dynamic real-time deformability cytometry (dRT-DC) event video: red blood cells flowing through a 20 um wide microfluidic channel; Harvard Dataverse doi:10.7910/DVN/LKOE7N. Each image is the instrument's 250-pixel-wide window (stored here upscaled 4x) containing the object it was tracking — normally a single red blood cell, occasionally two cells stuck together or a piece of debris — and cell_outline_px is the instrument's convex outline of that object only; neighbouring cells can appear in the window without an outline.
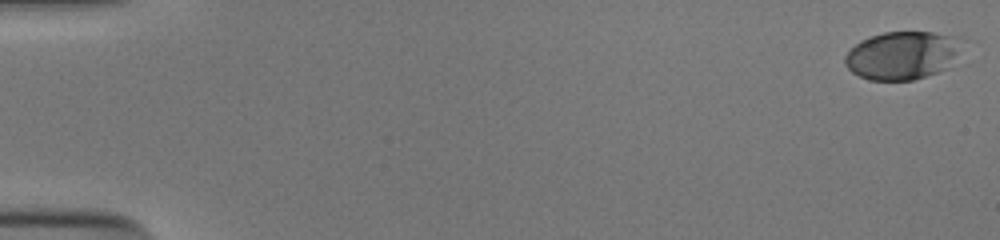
{"species": "human", "species_latin": "Homo sapiens", "temperature_condition": "cold", "stored_images_in_passage": 10, "camera_frame_rate_fps": 3000, "um_per_image_px": 0.085, "donor": {"sex": "male"}, "frame": {"image": 1, "passage_image": 1, "time_ms": 0.0, "image_size_px": [1000, 240], "cell_outline_px": [[960, 60], [956, 64], [948, 68], [912, 80], [868, 80], [852, 72], [844, 64], [844, 56], [860, 40], [884, 32], [932, 32], [948, 36], [952, 40]], "centroid_in_image_um": [76.62, 4.74], "position_along_channel_um": 8.4, "area_um2": 32.19}}